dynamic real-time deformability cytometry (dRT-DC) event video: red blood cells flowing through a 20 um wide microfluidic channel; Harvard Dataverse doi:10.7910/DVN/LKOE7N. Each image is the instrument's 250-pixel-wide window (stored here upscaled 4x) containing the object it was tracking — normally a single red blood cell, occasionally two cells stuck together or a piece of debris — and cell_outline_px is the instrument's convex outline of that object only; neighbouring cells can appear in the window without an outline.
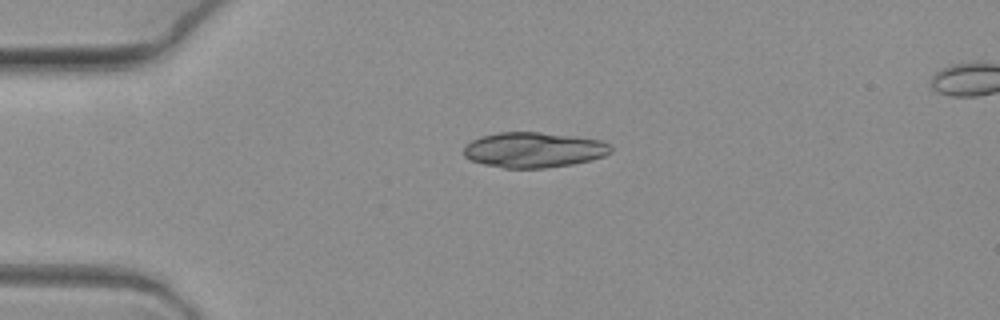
{"species": "common noctule bat (a hibernating species)", "species_latin": "Nyctalus noctula", "temperature_condition": "warm", "stored_images_in_passage": 5, "camera_frame_rate_fps": 3000, "um_per_image_px": 0.085, "animal": {"sex": "female", "body_mass_g": 19.3, "forearm_length_mm": 54.1}, "frame": {"image": 1, "passage_image": 1, "time_ms": 0.0, "image_size_px": [1000, 320], "cell_outline_px": [[612, 152], [604, 156], [592, 160], [572, 164], [544, 168], [504, 168], [484, 164], [472, 160], [464, 156], [464, 144], [480, 136], [496, 132], [540, 132], [572, 136], [600, 140], [608, 144], [612, 148]], "centroid_in_image_um": [45.35, 12.73], "position_along_channel_um": 39.7, "area_um2": 30.35}}